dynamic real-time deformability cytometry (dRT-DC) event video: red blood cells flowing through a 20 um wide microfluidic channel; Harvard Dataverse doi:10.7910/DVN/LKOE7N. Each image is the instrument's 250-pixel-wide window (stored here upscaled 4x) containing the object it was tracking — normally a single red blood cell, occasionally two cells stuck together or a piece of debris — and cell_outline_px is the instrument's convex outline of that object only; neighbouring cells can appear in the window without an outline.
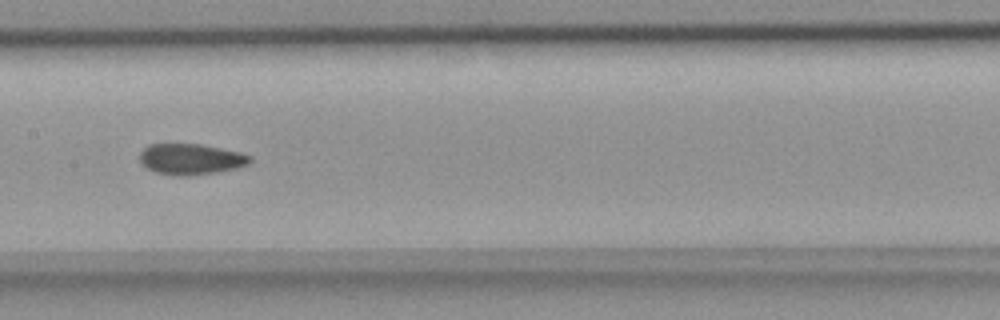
{"species": "common noctule bat (a hibernating species)", "species_latin": "Nyctalus noctula", "temperature_condition": "room temperature", "stored_images_in_passage": 9, "camera_frame_rate_fps": 3000, "um_per_image_px": 0.085, "animal": {"sex": "female", "body_mass_g": 18.4}, "frame": {"image": 1, "passage_image": 8, "time_ms": 2.333, "image_size_px": [1000, 320], "cell_outline_px": [[252, 160], [248, 164], [236, 168], [216, 172], [192, 176], [176, 176], [156, 172], [140, 164], [140, 152], [148, 144], [200, 144], [240, 152], [252, 156]], "centroid_in_image_um": [16.21, 13.53], "position_along_channel_um": 191.2, "area_um2": 19.94}}
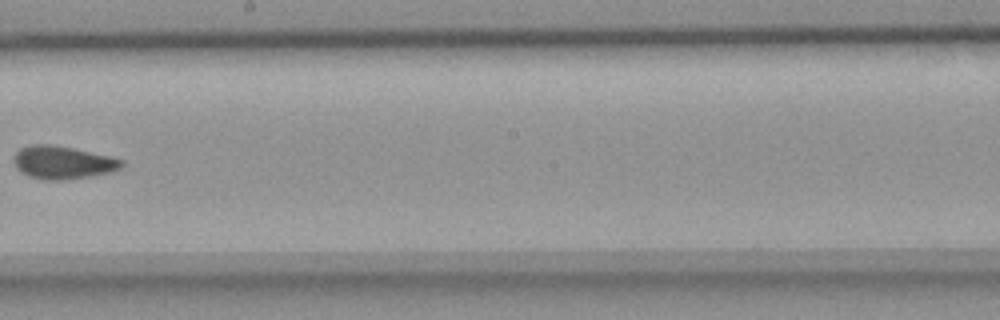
{"frame": {"image": 2, "passage_image": 9, "time_ms": 2.667, "image_size_px": [1000, 320], "cell_outline_px": [[124, 164], [120, 168], [108, 172], [88, 176], [60, 180], [44, 180], [28, 176], [20, 172], [16, 168], [16, 152], [20, 148], [32, 144], [52, 144], [72, 148], [108, 156], [124, 160]], "centroid_in_image_um": [5.31, 13.81], "position_along_channel_um": 242.9, "area_um2": 20.35}}